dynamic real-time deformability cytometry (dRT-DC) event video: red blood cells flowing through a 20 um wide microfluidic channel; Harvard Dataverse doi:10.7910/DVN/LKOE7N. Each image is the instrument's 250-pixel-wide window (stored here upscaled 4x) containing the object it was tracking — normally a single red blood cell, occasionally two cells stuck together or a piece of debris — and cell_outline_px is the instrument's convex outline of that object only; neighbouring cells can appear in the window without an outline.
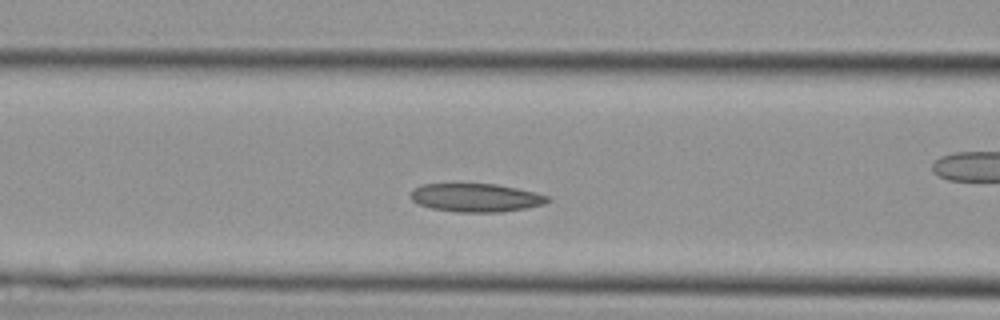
{"species": "Egyptian fruit bat (a non-hibernating species)", "species_latin": "Rousettus aegyptiacus", "temperature_condition": "cold", "stored_images_in_passage": 24, "camera_frame_rate_fps": 3000, "um_per_image_px": 0.085, "animal": {"sex": "female"}, "frame": {"image": 1, "passage_image": 5, "time_ms": 1.333, "image_size_px": [1000, 320], "cell_outline_px": [[552, 200], [544, 204], [524, 208], [500, 212], [460, 212], [432, 208], [420, 204], [412, 200], [408, 196], [412, 188], [420, 184], [496, 184], [536, 192], [552, 196]], "centroid_in_image_um": [40.46, 16.79], "position_along_channel_um": 126.1, "area_um2": 22.77}}
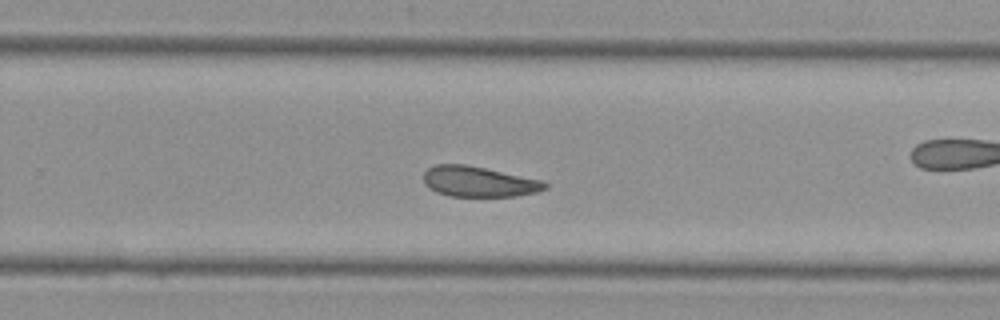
{"frame": {"image": 2, "passage_image": 14, "time_ms": 4.333, "image_size_px": [1000, 320], "cell_outline_px": [[548, 188], [536, 192], [516, 196], [452, 196], [436, 192], [428, 188], [424, 184], [424, 172], [428, 168], [436, 164], [464, 164], [484, 168], [540, 180], [548, 184]], "centroid_in_image_um": [40.65, 15.44], "position_along_channel_um": 289.1, "area_um2": 21.33}}